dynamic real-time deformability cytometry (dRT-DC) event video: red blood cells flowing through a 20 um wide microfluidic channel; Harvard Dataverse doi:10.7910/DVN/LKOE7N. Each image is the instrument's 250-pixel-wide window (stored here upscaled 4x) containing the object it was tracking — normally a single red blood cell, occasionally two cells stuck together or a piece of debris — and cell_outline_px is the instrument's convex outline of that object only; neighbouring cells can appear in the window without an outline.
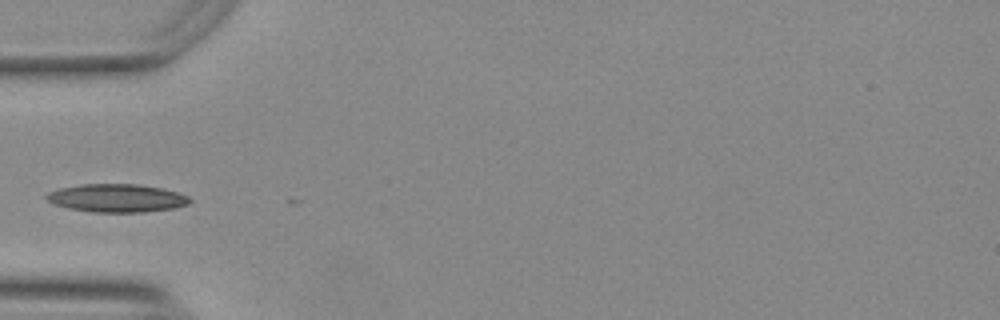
{"species": "Egyptian fruit bat (a non-hibernating species)", "species_latin": "Rousettus aegyptiacus", "temperature_condition": "warm", "stored_images_in_passage": 5, "camera_frame_rate_fps": 3000, "um_per_image_px": 0.085, "animal": {"sex": "female"}, "frame": {"image": 1, "passage_image": 1, "time_ms": 0.0, "image_size_px": [1000, 320], "cell_outline_px": [[192, 200], [188, 204], [176, 208], [144, 212], [92, 212], [68, 208], [56, 204], [48, 200], [44, 196], [48, 192], [60, 188], [80, 184], [136, 184], [160, 188], [176, 192], [188, 196]], "centroid_in_image_um": [9.93, 16.84], "position_along_channel_um": 75.1, "area_um2": 23.41}}